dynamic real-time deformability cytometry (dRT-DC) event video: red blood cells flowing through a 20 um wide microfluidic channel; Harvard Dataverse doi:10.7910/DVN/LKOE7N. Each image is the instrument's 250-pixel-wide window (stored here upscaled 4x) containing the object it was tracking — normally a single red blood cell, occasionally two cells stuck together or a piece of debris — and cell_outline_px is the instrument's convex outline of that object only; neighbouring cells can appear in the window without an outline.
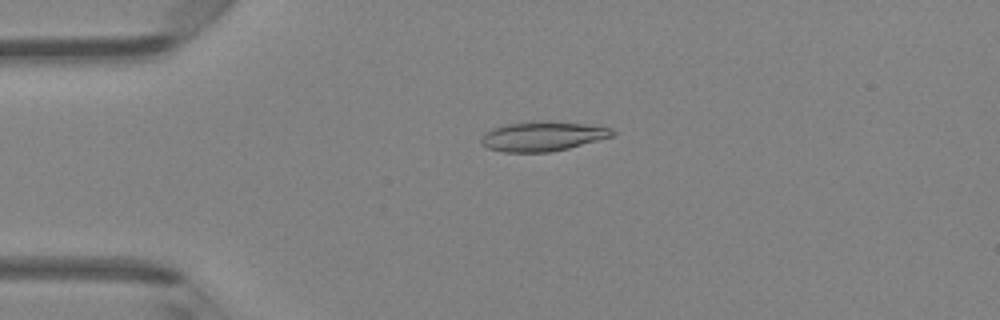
{"species": "Egyptian fruit bat (a non-hibernating species)", "species_latin": "Rousettus aegyptiacus", "temperature_condition": "room temperature", "stored_images_in_passage": 3, "camera_frame_rate_fps": 3000, "um_per_image_px": 0.085, "animal": {"sex": "female"}, "frame": {"image": 1, "passage_image": 3, "time_ms": 2.333, "image_size_px": [1000, 320], "cell_outline_px": [[616, 132], [612, 136], [568, 148], [552, 152], [504, 152], [488, 148], [480, 144], [480, 140], [484, 132], [492, 128], [504, 124], [540, 120], [548, 120], [584, 124], [612, 128]], "centroid_in_image_um": [46.07, 11.57], "position_along_channel_um": 38.9, "area_um2": 22.83}}